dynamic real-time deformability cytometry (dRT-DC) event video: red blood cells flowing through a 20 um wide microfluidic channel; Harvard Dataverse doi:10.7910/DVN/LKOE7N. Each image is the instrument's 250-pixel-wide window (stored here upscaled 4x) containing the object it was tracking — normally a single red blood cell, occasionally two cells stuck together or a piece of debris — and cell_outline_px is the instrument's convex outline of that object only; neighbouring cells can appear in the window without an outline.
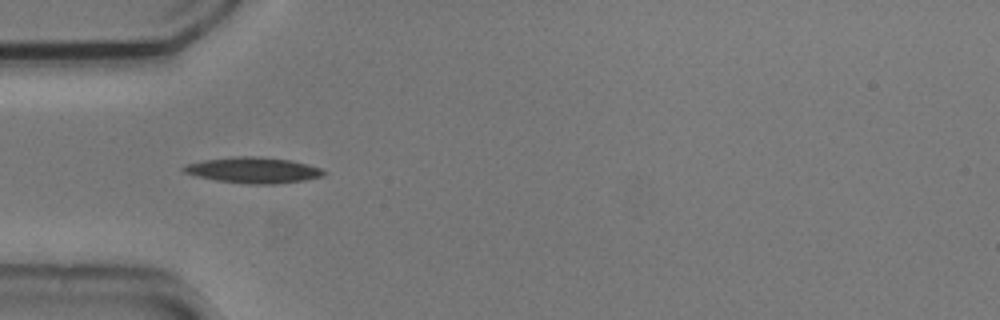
{"species": "common noctule bat (a hibernating species)", "species_latin": "Nyctalus noctula", "temperature_condition": "cold", "stored_images_in_passage": 23, "camera_frame_rate_fps": 3000, "um_per_image_px": 0.085, "animal": {"sex": "male", "body_mass_g": 20.5, "forearm_length_mm": 52.5}, "frame": {"image": 1, "passage_image": 7, "time_ms": 2.0, "image_size_px": [1000, 320], "cell_outline_px": [[324, 176], [304, 180], [272, 184], [252, 184], [216, 180], [196, 176], [184, 172], [180, 168], [184, 164], [204, 160], [232, 156], [256, 156], [292, 160], [308, 164], [320, 168], [324, 172]], "centroid_in_image_um": [21.49, 14.45], "position_along_channel_um": 63.5, "area_um2": 21.1}}